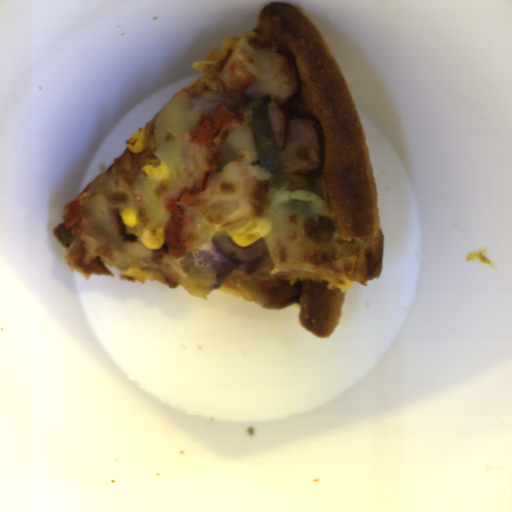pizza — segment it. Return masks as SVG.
Listing matches in <instances>:
<instances>
[{"instance_id": "1", "label": "pizza", "mask_w": 512, "mask_h": 512, "mask_svg": "<svg viewBox=\"0 0 512 512\" xmlns=\"http://www.w3.org/2000/svg\"><path fill=\"white\" fill-rule=\"evenodd\" d=\"M203 75L174 94L126 148L80 194L54 226L65 264L85 275L182 286L205 299L212 291L282 310L299 306L300 325L316 337L333 334L347 290L379 280L383 232L368 144L341 68L315 23L292 3L261 9L257 25L215 44L192 63ZM271 96L287 118L313 122L319 167L284 170L271 189L260 166L245 108ZM166 165L169 178L145 165ZM136 208L135 227L120 212ZM254 221L269 248L268 276L234 270L212 288L192 269L191 253L214 233ZM165 228L160 248L143 232Z\"/></svg>"}]
</instances>
